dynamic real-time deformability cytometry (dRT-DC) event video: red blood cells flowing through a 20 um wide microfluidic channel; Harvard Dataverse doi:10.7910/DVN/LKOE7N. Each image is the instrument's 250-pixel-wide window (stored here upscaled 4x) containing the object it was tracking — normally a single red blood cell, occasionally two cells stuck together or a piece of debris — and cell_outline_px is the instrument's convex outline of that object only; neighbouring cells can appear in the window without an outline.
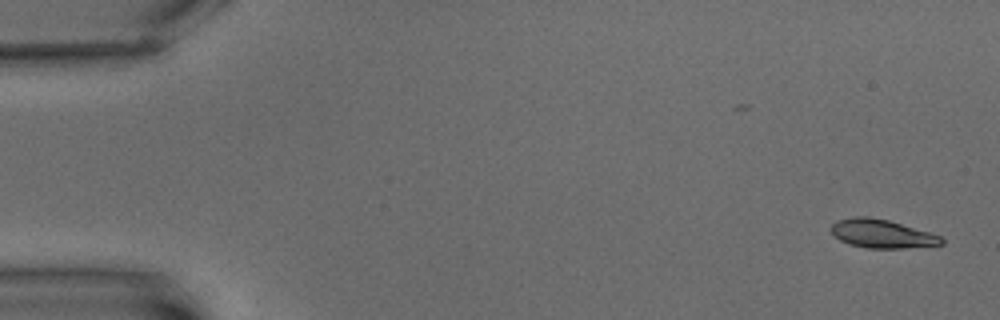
{"species": "common noctule bat (a hibernating species)", "species_latin": "Nyctalus noctula", "temperature_condition": "warm", "stored_images_in_passage": 6, "camera_frame_rate_fps": 3000, "um_per_image_px": 0.085, "animal": {"sex": "male", "body_mass_g": 15.6}, "frame": {"image": 1, "passage_image": 1, "time_ms": 0.0, "image_size_px": [1000, 320], "cell_outline_px": [[944, 244], [904, 248], [868, 248], [848, 244], [840, 240], [832, 232], [832, 224], [836, 220], [852, 216], [868, 216], [888, 220], [928, 232], [940, 236], [944, 240]], "centroid_in_image_um": [74.93, 19.86], "position_along_channel_um": 10.1, "area_um2": 18.21}}
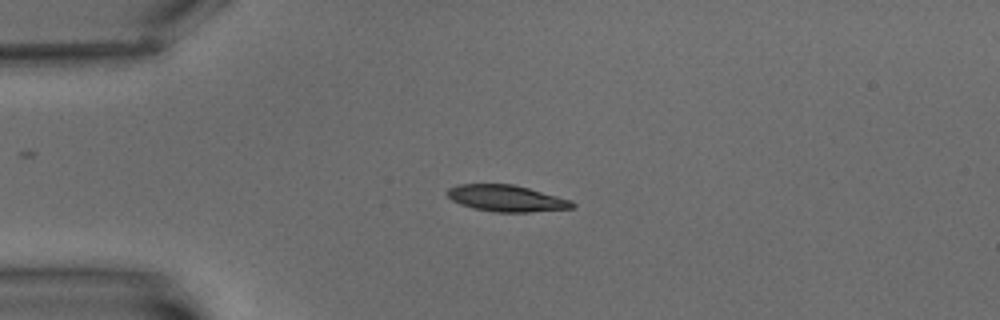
{"frame": {"image": 2, "passage_image": 5, "time_ms": 4.667, "image_size_px": [1000, 320], "cell_outline_px": [[576, 204], [572, 208], [528, 212], [496, 212], [472, 208], [460, 204], [452, 200], [444, 192], [448, 188], [460, 184], [512, 184], [528, 188], [572, 200]], "centroid_in_image_um": [43.02, 16.86], "position_along_channel_um": 42.0, "area_um2": 19.25}}